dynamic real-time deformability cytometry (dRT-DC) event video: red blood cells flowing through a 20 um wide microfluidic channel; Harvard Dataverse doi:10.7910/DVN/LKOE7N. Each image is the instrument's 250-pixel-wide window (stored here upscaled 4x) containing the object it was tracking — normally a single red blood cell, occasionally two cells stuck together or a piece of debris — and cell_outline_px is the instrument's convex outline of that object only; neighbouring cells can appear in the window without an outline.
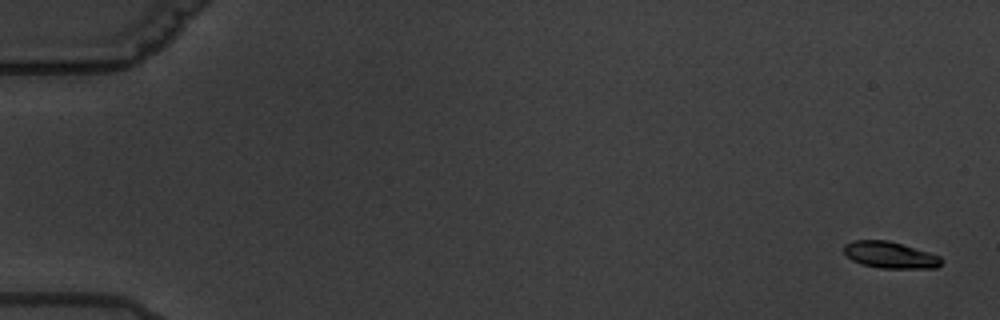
{"species": "common noctule bat (a hibernating species)", "species_latin": "Nyctalus noctula", "temperature_condition": "warm", "stored_images_in_passage": 7, "camera_frame_rate_fps": 3000, "um_per_image_px": 0.085, "animal": {"sex": "male", "body_mass_g": 19.5, "forearm_length_mm": 54.6}, "frame": {"image": 1, "passage_image": 1, "time_ms": 0.0, "image_size_px": [1000, 320], "cell_outline_px": [[944, 260], [936, 268], [880, 268], [860, 264], [852, 260], [844, 252], [844, 244], [852, 240], [888, 240], [928, 252], [940, 256]], "centroid_in_image_um": [75.64, 21.67], "position_along_channel_um": 9.4, "area_um2": 15.09}}
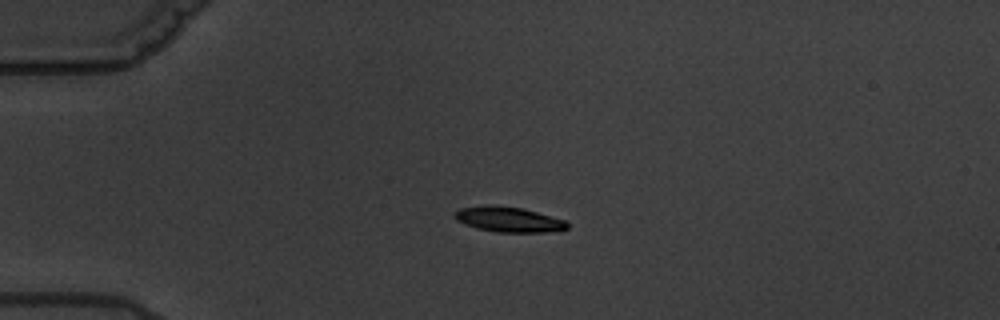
{"frame": {"image": 2, "passage_image": 5, "time_ms": 4.667, "image_size_px": [1000, 320], "cell_outline_px": [[568, 228], [548, 232], [496, 232], [476, 228], [464, 224], [456, 220], [452, 216], [460, 208], [488, 204], [524, 208], [564, 220], [568, 224]], "centroid_in_image_um": [43.18, 18.64], "position_along_channel_um": 41.8, "area_um2": 16.59}}
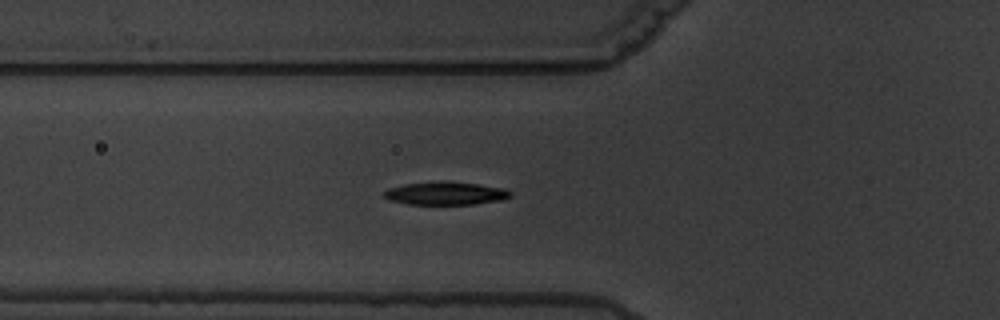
{"frame": {"image": 3, "passage_image": 7, "time_ms": 7.0, "image_size_px": [1000, 320], "cell_outline_px": [[512, 196], [504, 200], [472, 204], [408, 204], [388, 200], [384, 196], [384, 192], [388, 188], [404, 184], [440, 180], [448, 180], [480, 184], [504, 188], [512, 192]], "centroid_in_image_um": [37.9, 16.41], "position_along_channel_um": 87.9, "area_um2": 17.34}}